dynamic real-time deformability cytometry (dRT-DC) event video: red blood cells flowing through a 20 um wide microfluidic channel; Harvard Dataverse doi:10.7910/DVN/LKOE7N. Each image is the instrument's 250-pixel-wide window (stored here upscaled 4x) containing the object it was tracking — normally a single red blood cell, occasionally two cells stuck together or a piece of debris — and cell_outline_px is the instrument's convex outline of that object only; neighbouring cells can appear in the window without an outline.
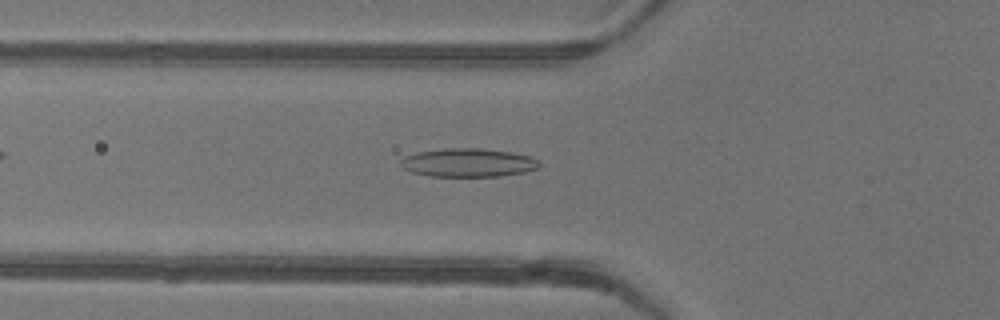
{"species": "common noctule bat (a hibernating species)", "species_latin": "Nyctalus noctula", "temperature_condition": "warm", "stored_images_in_passage": 40, "camera_frame_rate_fps": 3000, "um_per_image_px": 0.085, "animal": {"sex": "female"}, "frame": {"image": 1, "passage_image": 9, "time_ms": 2.667, "image_size_px": [1000, 320], "cell_outline_px": [[540, 164], [536, 168], [524, 172], [500, 176], [428, 176], [412, 172], [404, 168], [400, 164], [400, 160], [404, 156], [416, 152], [448, 148], [476, 148], [512, 152], [528, 156], [536, 160]], "centroid_in_image_um": [39.74, 13.82], "position_along_channel_um": 86.1, "area_um2": 22.83}}
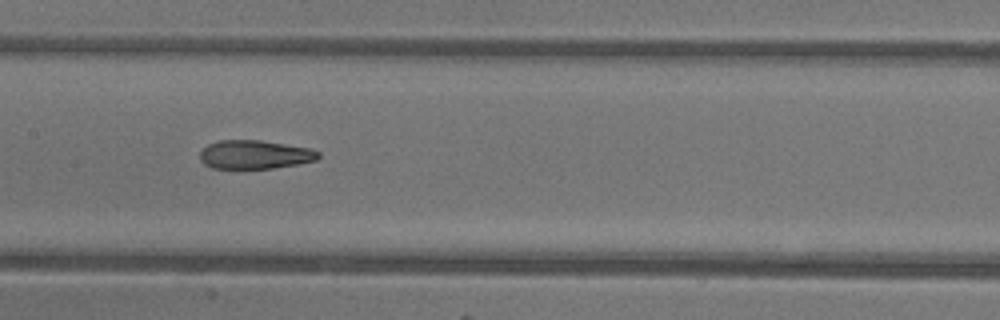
{"frame": {"image": 2, "passage_image": 16, "time_ms": 5.0, "image_size_px": [1000, 320], "cell_outline_px": [[320, 156], [316, 160], [296, 164], [272, 168], [212, 168], [204, 164], [200, 160], [200, 152], [208, 144], [220, 140], [260, 140], [308, 148], [320, 152]], "centroid_in_image_um": [21.63, 13.13], "position_along_channel_um": 185.8, "area_um2": 19.59}}
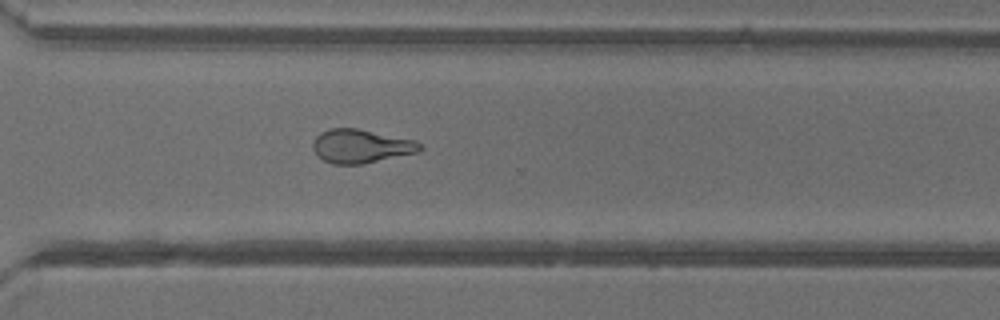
{"frame": {"image": 3, "passage_image": 27, "time_ms": 8.667, "image_size_px": [1000, 320], "cell_outline_px": [[424, 148], [416, 152], [360, 164], [332, 164], [316, 156], [312, 148], [312, 140], [320, 132], [332, 128], [356, 128], [416, 140]], "centroid_in_image_um": [30.62, 12.41], "position_along_channel_um": 340.0, "area_um2": 20.92}, "authors_computed_cell_mechanics": {"area_um2": 21.5305, "velocity_mm_per_s": 4.2144, "shape_relaxation_time_tau1_ms": null, "shape_relaxation_time_tau2_ms": 2.1476, "deformation_change_tau1": null, "deformation_change_tau2": 0.105}}